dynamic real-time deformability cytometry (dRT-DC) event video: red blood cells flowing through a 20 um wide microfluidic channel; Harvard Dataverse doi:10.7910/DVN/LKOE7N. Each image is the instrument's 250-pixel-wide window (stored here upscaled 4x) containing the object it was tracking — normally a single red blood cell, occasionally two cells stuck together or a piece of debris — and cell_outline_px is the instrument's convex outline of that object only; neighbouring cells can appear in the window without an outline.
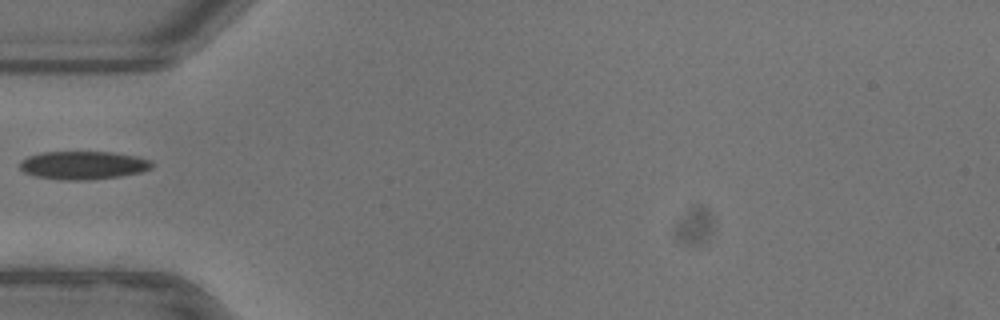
{"species": "common noctule bat (a hibernating species)", "species_latin": "Nyctalus noctula", "temperature_condition": "warm", "stored_images_in_passage": 33, "camera_frame_rate_fps": 3000, "um_per_image_px": 0.085, "animal": {"sex": "female"}, "frame": {"image": 1, "passage_image": 1, "time_ms": 0.0, "image_size_px": [1000, 320], "cell_outline_px": [[152, 168], [140, 172], [120, 176], [88, 180], [60, 180], [36, 176], [24, 172], [20, 168], [20, 160], [28, 156], [44, 152], [112, 152], [136, 156], [152, 160]], "centroid_in_image_um": [7.07, 14.04], "position_along_channel_um": 77.9, "area_um2": 21.73}}
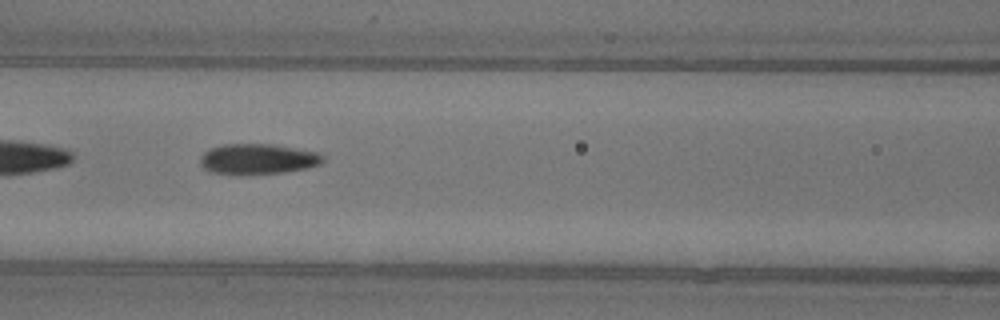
{"frame": {"image": 2, "passage_image": 6, "time_ms": 1.667, "image_size_px": [1000, 320], "cell_outline_px": [[324, 160], [320, 164], [304, 168], [284, 172], [236, 176], [208, 172], [200, 164], [200, 156], [208, 148], [224, 144], [272, 144], [324, 152]], "centroid_in_image_um": [21.9, 13.52], "position_along_channel_um": 144.7, "area_um2": 22.48}}